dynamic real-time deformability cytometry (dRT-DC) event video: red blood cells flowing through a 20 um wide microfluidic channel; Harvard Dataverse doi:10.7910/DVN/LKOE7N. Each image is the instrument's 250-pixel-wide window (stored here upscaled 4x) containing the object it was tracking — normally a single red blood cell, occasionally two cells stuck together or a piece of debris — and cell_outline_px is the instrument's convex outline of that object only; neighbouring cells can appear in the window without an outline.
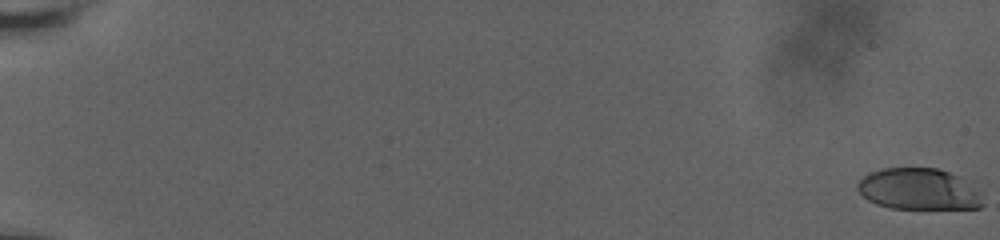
{"species": "human", "species_latin": "Homo sapiens", "temperature_condition": "room temperature", "stored_images_in_passage": 62, "camera_frame_rate_fps": 3000, "um_per_image_px": 0.085, "donor": {"sex": "male"}, "frame": {"image": 1, "passage_image": 1, "time_ms": 0.0, "image_size_px": [1000, 240], "cell_outline_px": [[984, 204], [980, 208], [892, 208], [876, 204], [868, 200], [856, 188], [856, 184], [864, 176], [872, 172], [884, 168], [936, 168], [972, 180], [984, 192]], "centroid_in_image_um": [78.22, 16.07], "position_along_channel_um": 6.8, "area_um2": 30.81}}
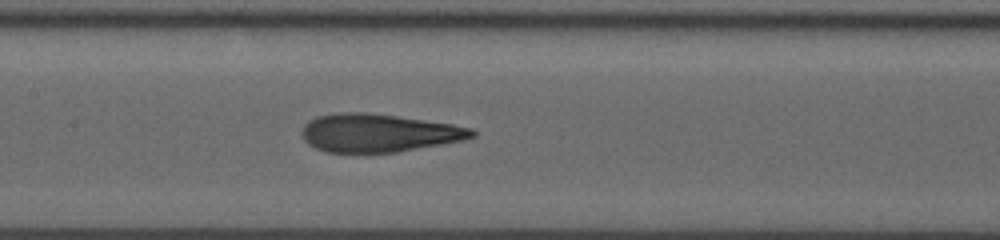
{"frame": {"image": 2, "passage_image": 34, "time_ms": 11.0, "image_size_px": [1000, 240], "cell_outline_px": [[476, 136], [464, 140], [396, 152], [324, 152], [308, 144], [304, 140], [304, 124], [308, 120], [316, 116], [340, 112], [368, 112], [452, 124], [472, 128], [476, 132]], "centroid_in_image_um": [32.18, 11.29], "position_along_channel_um": 175.2, "area_um2": 37.63}}
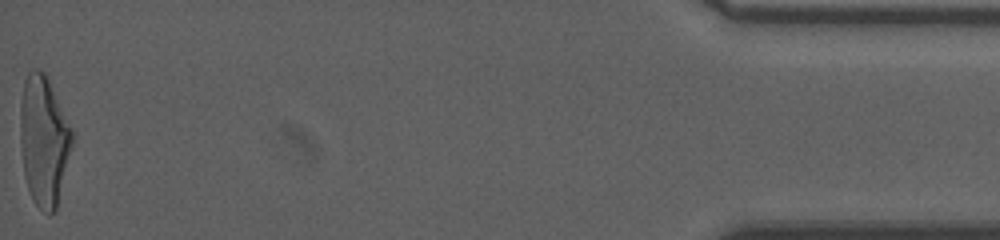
{"frame": {"image": 3, "passage_image": 62, "time_ms": 20.333, "image_size_px": [1000, 240], "cell_outline_px": [[72, 144], [56, 208], [48, 216], [32, 200], [24, 176], [20, 140], [20, 104], [24, 80], [28, 72], [32, 68], [40, 68], [44, 72], [72, 128]], "centroid_in_image_um": [3.7, 11.93], "position_along_channel_um": 431.5, "area_um2": 39.02}, "authors_computed_cell_mechanics": {"area_um2": 37.4255, "velocity_mm_per_s": 3.6696, "shape_relaxation_time_tau1_ms": 6.4921, "shape_relaxation_time_tau2_ms": 1.2523, "deformation_change_tau1": 0.269, "deformation_change_tau2": 0.1081}}